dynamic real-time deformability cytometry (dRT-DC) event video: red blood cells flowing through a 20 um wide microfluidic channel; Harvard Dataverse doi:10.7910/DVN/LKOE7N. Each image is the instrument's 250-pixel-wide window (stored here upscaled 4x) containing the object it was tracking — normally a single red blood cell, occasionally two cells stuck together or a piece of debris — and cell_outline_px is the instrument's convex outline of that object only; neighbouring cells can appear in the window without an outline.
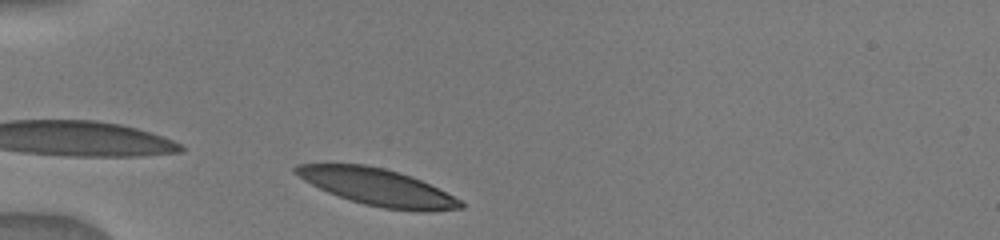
{"species": "human", "species_latin": "Homo sapiens", "temperature_condition": "warm", "stored_images_in_passage": 7, "camera_frame_rate_fps": 3000, "um_per_image_px": 0.085, "donor": {"sex": "male"}, "frame": {"image": 1, "passage_image": 1, "time_ms": 0.0, "image_size_px": [1000, 240], "cell_outline_px": [[464, 208], [428, 212], [420, 212], [384, 208], [364, 204], [328, 192], [304, 180], [292, 172], [292, 168], [296, 164], [364, 164], [384, 168], [400, 172], [412, 176], [460, 200], [464, 204]], "centroid_in_image_um": [32.08, 15.9], "position_along_channel_um": 52.9, "area_um2": 35.14}}
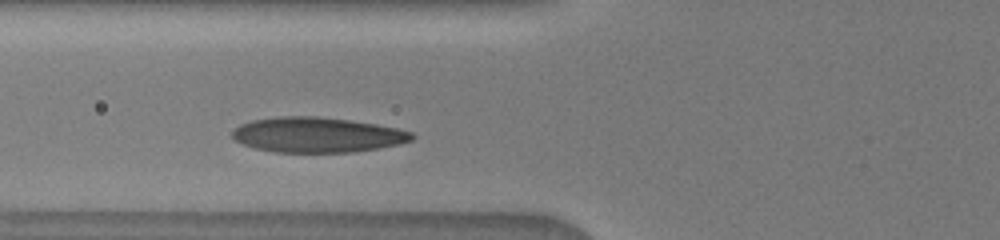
{"frame": {"image": 2, "passage_image": 3, "time_ms": 1.667, "image_size_px": [1000, 240], "cell_outline_px": [[416, 136], [412, 140], [396, 144], [376, 148], [352, 152], [272, 152], [256, 148], [232, 140], [232, 132], [240, 124], [252, 120], [280, 116], [316, 116], [348, 120], [376, 124], [396, 128], [412, 132]], "centroid_in_image_um": [26.92, 11.46], "position_along_channel_um": 98.9, "area_um2": 36.59}}
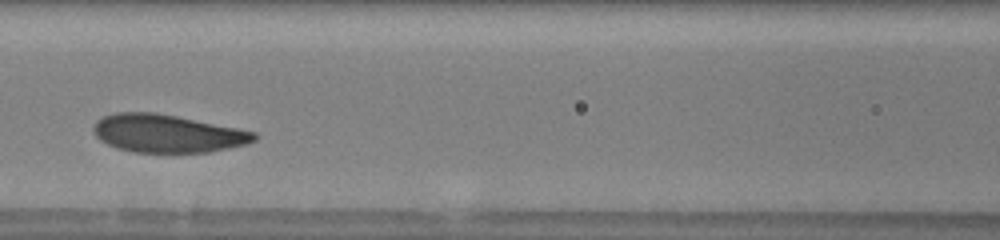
{"frame": {"image": 3, "passage_image": 5, "time_ms": 3.0, "image_size_px": [1000, 240], "cell_outline_px": [[256, 140], [248, 144], [208, 152], [136, 152], [116, 148], [100, 140], [92, 132], [92, 128], [96, 120], [104, 116], [116, 112], [156, 112], [256, 132]], "centroid_in_image_um": [14.18, 11.34], "position_along_channel_um": 152.4, "area_um2": 35.43}}